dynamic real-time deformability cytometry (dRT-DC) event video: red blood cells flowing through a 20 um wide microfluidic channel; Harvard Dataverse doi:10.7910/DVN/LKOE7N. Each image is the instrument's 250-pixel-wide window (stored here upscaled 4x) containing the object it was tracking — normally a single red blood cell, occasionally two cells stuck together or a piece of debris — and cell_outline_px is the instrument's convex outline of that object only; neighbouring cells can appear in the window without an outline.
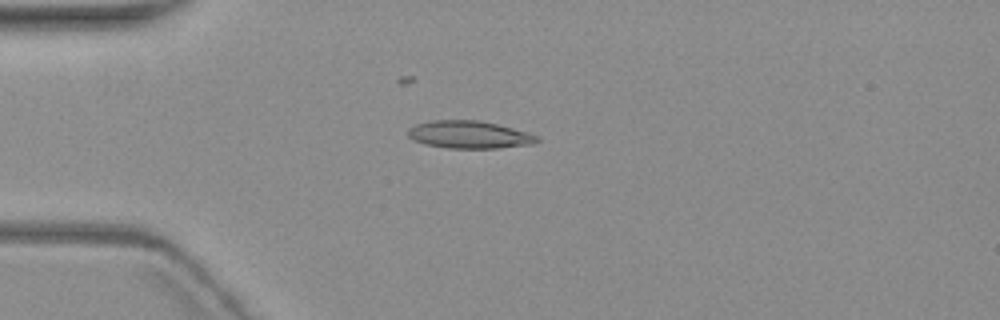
{"species": "common noctule bat (a hibernating species)", "species_latin": "Nyctalus noctula", "temperature_condition": "warm", "stored_images_in_passage": 15, "camera_frame_rate_fps": 3000, "um_per_image_px": 0.085, "animal": {"sex": "female", "body_mass_g": 19.3, "forearm_length_mm": 54.1}, "frame": {"image": 1, "passage_image": 4, "time_ms": 4.667, "image_size_px": [1000, 320], "cell_outline_px": [[540, 140], [532, 144], [500, 148], [448, 148], [424, 144], [412, 140], [408, 136], [408, 128], [416, 124], [432, 120], [480, 120], [528, 132], [536, 136]], "centroid_in_image_um": [39.85, 11.45], "position_along_channel_um": 45.1, "area_um2": 20.75}}
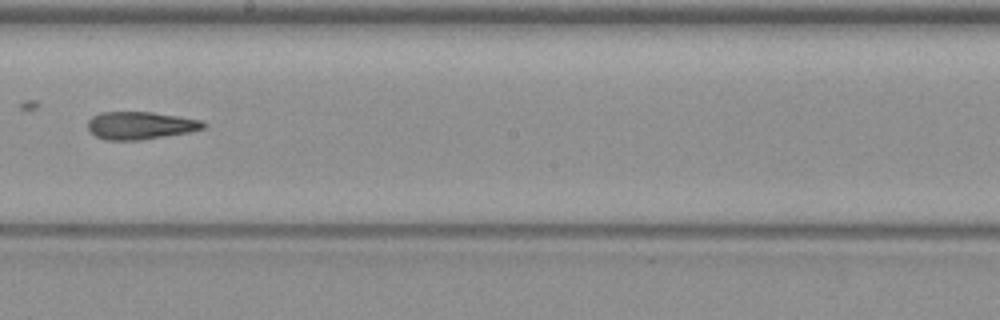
{"frame": {"image": 2, "passage_image": 9, "time_ms": 10.667, "image_size_px": [1000, 320], "cell_outline_px": [[208, 124], [204, 128], [188, 132], [140, 140], [104, 140], [96, 136], [88, 128], [88, 120], [92, 116], [100, 112], [152, 112], [200, 120]], "centroid_in_image_um": [11.9, 10.66], "position_along_channel_um": 236.3, "area_um2": 18.5}}
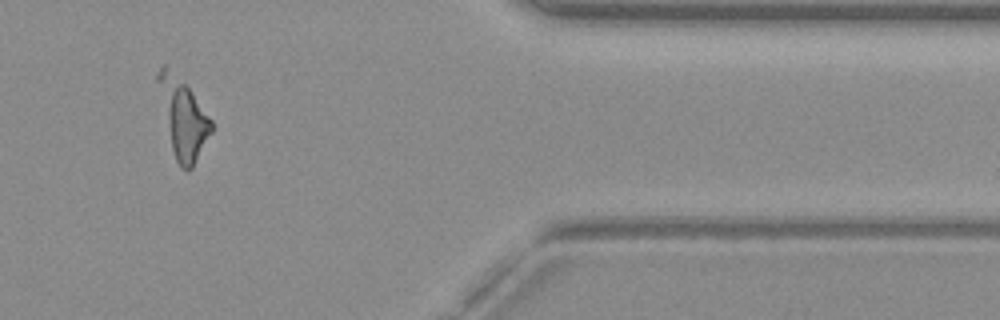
{"frame": {"image": 3, "passage_image": 13, "time_ms": 16.0, "image_size_px": [1000, 320], "cell_outline_px": [[212, 132], [192, 168], [188, 172], [180, 168], [176, 160], [172, 148], [156, 80], [156, 72], [164, 64], [188, 88], [212, 120]], "centroid_in_image_um": [15.56, 10.09], "position_along_channel_um": 395.8, "area_um2": 23.64}, "authors_computed_cell_mechanics": {"area_um2": 19.941, "velocity_mm_per_s": 3.5398, "shape_relaxation_time_tau1_ms": null, "shape_relaxation_time_tau2_ms": 4.4005, "deformation_change_tau1": null, "deformation_change_tau2": 0.1458}}